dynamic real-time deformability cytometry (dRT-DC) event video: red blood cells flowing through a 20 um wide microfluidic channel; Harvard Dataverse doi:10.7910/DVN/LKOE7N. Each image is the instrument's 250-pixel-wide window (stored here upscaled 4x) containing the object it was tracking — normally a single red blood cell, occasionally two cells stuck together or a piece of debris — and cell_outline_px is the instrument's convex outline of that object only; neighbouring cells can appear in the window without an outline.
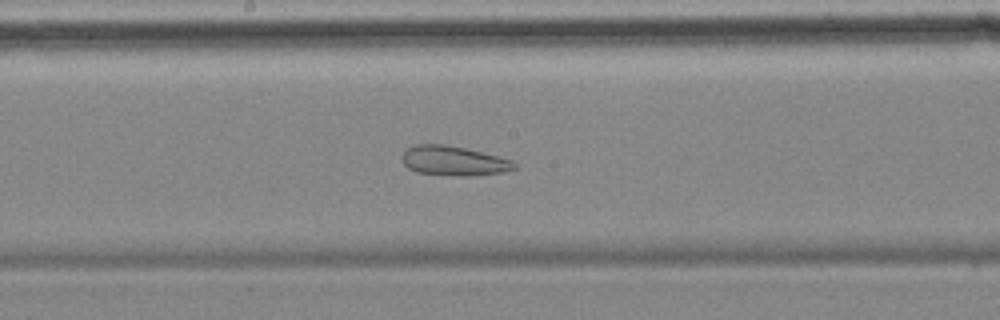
{"species": "common noctule bat (a hibernating species)", "species_latin": "Nyctalus noctula", "temperature_condition": "cold", "stored_images_in_passage": 56, "camera_frame_rate_fps": 3000, "um_per_image_px": 0.085, "animal": {"sex": "female", "body_mass_g": 18.4}, "frame": {"image": 1, "passage_image": 30, "time_ms": 9.667, "image_size_px": [1000, 320], "cell_outline_px": [[516, 168], [504, 172], [468, 176], [464, 176], [416, 172], [408, 168], [404, 164], [404, 152], [408, 148], [416, 144], [444, 144], [464, 148], [512, 160], [516, 164]], "centroid_in_image_um": [38.57, 13.67], "position_along_channel_um": 209.6, "area_um2": 18.96}}
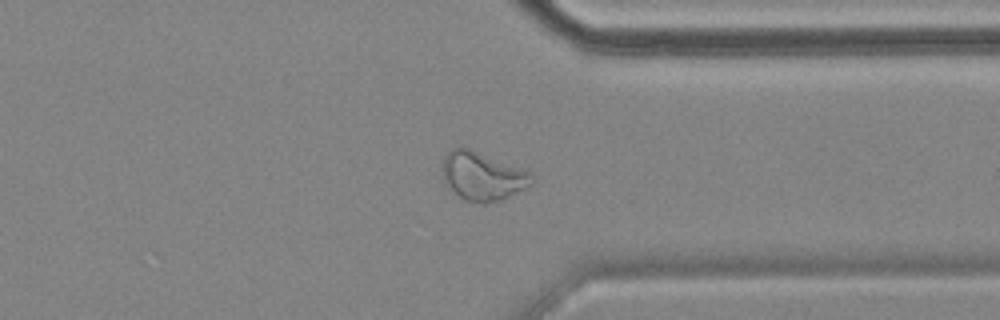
{"frame": {"image": 2, "passage_image": 44, "time_ms": 14.333, "image_size_px": [1000, 320], "cell_outline_px": [[536, 176], [532, 184], [500, 200], [484, 204], [480, 204], [464, 200], [448, 188], [444, 184], [440, 168], [444, 156], [452, 148], [468, 148], [532, 172]], "centroid_in_image_um": [40.98, 14.99], "position_along_channel_um": 370.4, "area_um2": 25.49}}
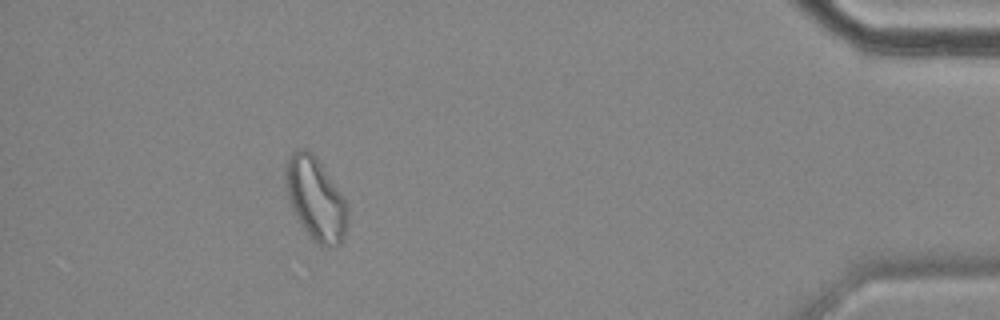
{"frame": {"image": 3, "passage_image": 52, "time_ms": 17.0, "image_size_px": [1000, 320], "cell_outline_px": [[348, 224], [344, 236], [340, 244], [320, 244], [304, 228], [292, 208], [288, 196], [284, 176], [284, 172], [288, 160], [292, 152], [304, 148], [308, 148], [316, 156], [344, 196], [348, 208]], "centroid_in_image_um": [26.85, 16.83], "position_along_channel_um": 408.4, "area_um2": 29.42}, "authors_computed_cell_mechanics": {"area_um2": 27.166, "velocity_mm_per_s": 3.485, "shape_relaxation_time_tau1_ms": null, "shape_relaxation_time_tau2_ms": 2.6776, "deformation_change_tau1": null, "deformation_change_tau2": 0.0965}}